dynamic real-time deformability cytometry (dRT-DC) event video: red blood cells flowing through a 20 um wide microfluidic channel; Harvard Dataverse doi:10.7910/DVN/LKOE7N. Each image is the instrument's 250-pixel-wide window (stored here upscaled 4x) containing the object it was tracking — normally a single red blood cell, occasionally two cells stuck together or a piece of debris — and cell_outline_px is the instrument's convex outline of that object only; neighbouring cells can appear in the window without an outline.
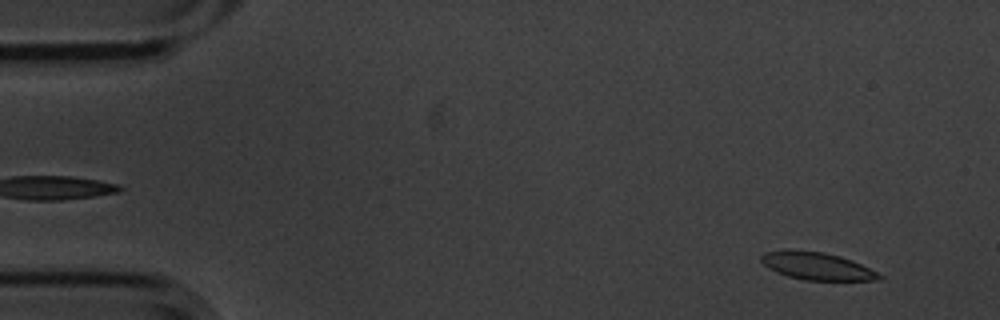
{"species": "common noctule bat (a hibernating species)", "species_latin": "Nyctalus noctula", "temperature_condition": "cold", "stored_images_in_passage": 5, "camera_frame_rate_fps": 3000, "um_per_image_px": 0.085, "animal": {"sex": "male", "body_mass_g": 20.1, "forearm_length_mm": 53.5}, "frame": {"image": 1, "passage_image": 1, "time_ms": 0.0, "image_size_px": [1000, 320], "cell_outline_px": [[884, 276], [880, 280], [804, 280], [788, 276], [776, 272], [768, 268], [760, 260], [760, 256], [764, 252], [824, 252], [840, 256], [852, 260]], "centroid_in_image_um": [69.47, 22.65], "position_along_channel_um": 15.5, "area_um2": 18.26}}